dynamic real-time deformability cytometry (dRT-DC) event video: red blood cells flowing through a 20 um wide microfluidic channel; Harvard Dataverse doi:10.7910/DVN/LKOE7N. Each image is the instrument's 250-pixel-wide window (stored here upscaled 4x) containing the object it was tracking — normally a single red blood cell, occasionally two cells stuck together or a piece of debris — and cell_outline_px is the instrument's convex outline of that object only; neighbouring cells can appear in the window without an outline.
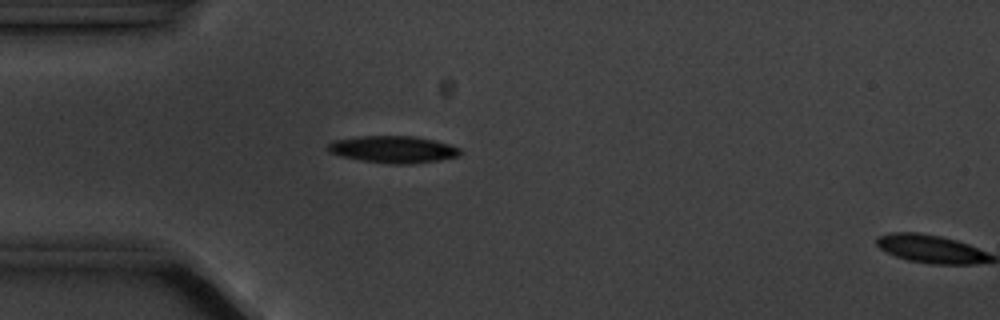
{"species": "common noctule bat (a hibernating species)", "species_latin": "Nyctalus noctula", "temperature_condition": "cold", "stored_images_in_passage": 4, "segment_of_instrument_passage": [1, 2], "camera_frame_rate_fps": 3000, "um_per_image_px": 0.085, "animal": {"sex": "male", "body_mass_g": 20.1, "forearm_length_mm": 53.5}, "frame": {"image": 1, "passage_image": 3, "time_ms": 2.333, "image_size_px": [1000, 320], "cell_outline_px": [[464, 152], [460, 156], [440, 160], [412, 164], [392, 164], [360, 160], [340, 156], [328, 152], [324, 148], [332, 140], [360, 136], [412, 136], [436, 140], [460, 148]], "centroid_in_image_um": [33.41, 12.7], "position_along_channel_um": 51.6, "area_um2": 21.15}}